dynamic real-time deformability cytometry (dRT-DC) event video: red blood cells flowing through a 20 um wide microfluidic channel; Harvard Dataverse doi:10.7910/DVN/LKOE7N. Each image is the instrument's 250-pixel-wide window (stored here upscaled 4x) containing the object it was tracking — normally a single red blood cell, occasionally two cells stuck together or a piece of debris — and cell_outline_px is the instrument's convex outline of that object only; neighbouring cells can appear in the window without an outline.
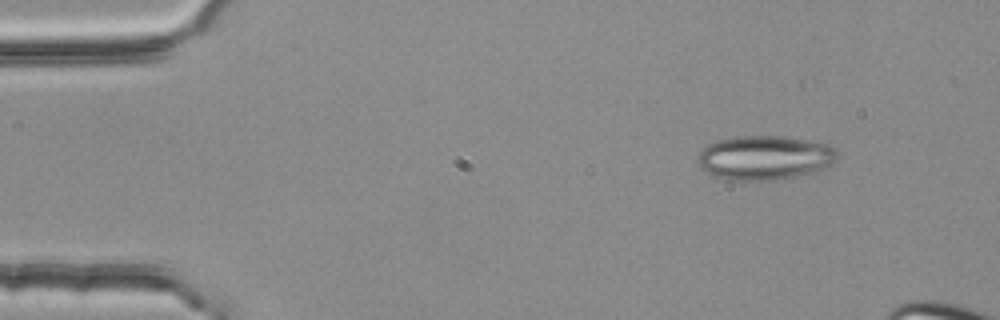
{"species": "common noctule bat (a hibernating species)", "species_latin": "Nyctalus noctula", "temperature_condition": "room temperature", "stored_images_in_passage": 4, "camera_frame_rate_fps": 3000, "um_per_image_px": 0.085, "animal": {"sex": "female", "body_mass_g": 25.1}, "frame": {"image": 1, "passage_image": 1, "time_ms": 0.0, "image_size_px": [1000, 320], "cell_outline_px": [[840, 152], [832, 164], [816, 172], [772, 180], [728, 180], [712, 176], [700, 168], [696, 160], [696, 156], [708, 144], [720, 140], [740, 136], [784, 136], [828, 144], [836, 148]], "centroid_in_image_um": [64.99, 13.41], "position_along_channel_um": 20.0, "area_um2": 36.18}}